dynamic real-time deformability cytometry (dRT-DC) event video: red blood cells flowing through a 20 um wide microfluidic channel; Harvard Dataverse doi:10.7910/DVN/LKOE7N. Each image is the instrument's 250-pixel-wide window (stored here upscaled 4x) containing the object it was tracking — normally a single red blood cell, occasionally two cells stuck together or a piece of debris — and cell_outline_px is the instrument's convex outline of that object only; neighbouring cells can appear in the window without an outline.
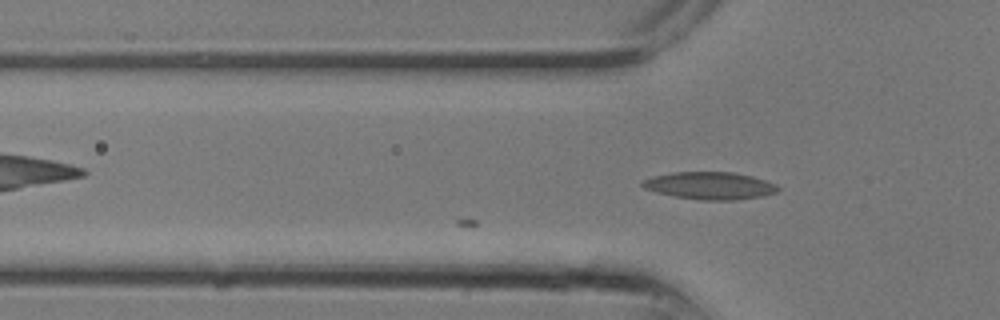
{"species": "common noctule bat (a hibernating species)", "species_latin": "Nyctalus noctula", "temperature_condition": "room temperature", "stored_images_in_passage": 14, "camera_frame_rate_fps": 3000, "um_per_image_px": 0.085, "animal": {"sex": "male", "body_mass_g": 13.3}, "frame": {"image": 1, "passage_image": 8, "time_ms": 2.333, "image_size_px": [1000, 320], "cell_outline_px": [[780, 188], [776, 192], [764, 196], [736, 200], [704, 200], [676, 196], [656, 192], [644, 188], [640, 184], [644, 180], [652, 176], [672, 172], [732, 172], [752, 176], [776, 184]], "centroid_in_image_um": [60.35, 15.78], "position_along_channel_um": 65.4, "area_um2": 21.56}}
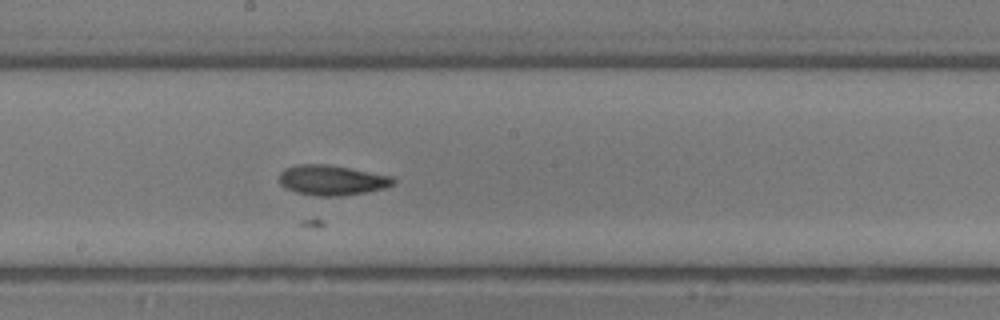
{"frame": {"image": 2, "passage_image": 14, "time_ms": 4.333, "image_size_px": [1000, 320], "cell_outline_px": [[396, 180], [392, 184], [384, 188], [364, 192], [340, 196], [316, 196], [296, 192], [284, 188], [280, 184], [280, 172], [284, 168], [296, 164], [328, 164], [392, 176]], "centroid_in_image_um": [28.16, 15.31], "position_along_channel_um": 220.0, "area_um2": 20.0}}